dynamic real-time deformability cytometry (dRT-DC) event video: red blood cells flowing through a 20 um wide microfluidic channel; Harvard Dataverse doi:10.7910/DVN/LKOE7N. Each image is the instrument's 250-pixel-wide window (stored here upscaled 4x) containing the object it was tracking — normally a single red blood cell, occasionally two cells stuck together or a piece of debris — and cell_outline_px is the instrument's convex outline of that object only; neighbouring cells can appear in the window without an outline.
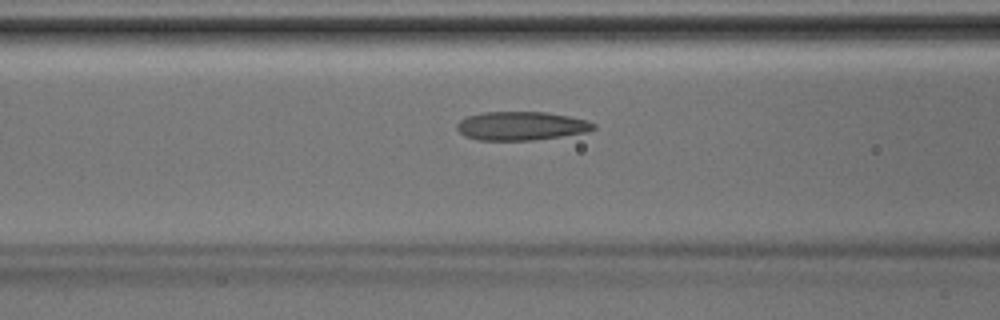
{"species": "Egyptian fruit bat (a non-hibernating species)", "species_latin": "Rousettus aegyptiacus", "temperature_condition": "room temperature", "stored_images_in_passage": 36, "camera_frame_rate_fps": 3000, "um_per_image_px": 0.085, "animal": {"sex": "male"}, "frame": {"image": 1, "passage_image": 11, "time_ms": 3.333, "image_size_px": [1000, 320], "cell_outline_px": [[596, 128], [588, 132], [532, 140], [476, 140], [464, 136], [456, 128], [456, 124], [460, 120], [468, 116], [484, 112], [544, 112], [568, 116], [588, 120], [596, 124]], "centroid_in_image_um": [44.3, 10.7], "position_along_channel_um": 122.3, "area_um2": 22.83}}
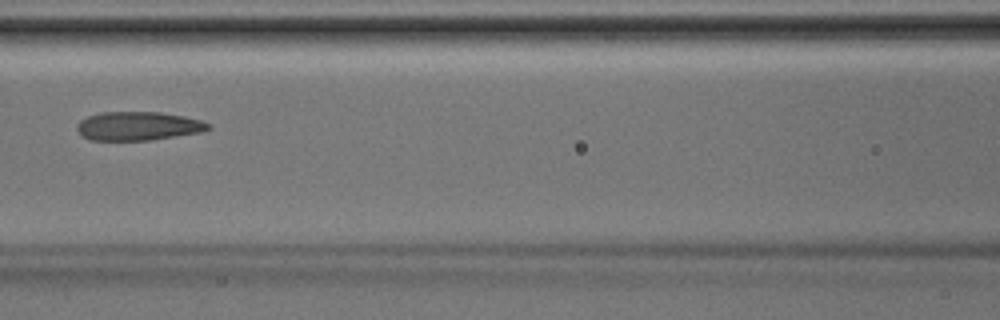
{"frame": {"image": 2, "passage_image": 13, "time_ms": 4.0, "image_size_px": [1000, 320], "cell_outline_px": [[212, 128], [200, 132], [148, 140], [92, 140], [84, 136], [76, 128], [76, 124], [80, 120], [88, 116], [100, 112], [160, 112], [184, 116], [200, 120], [212, 124]], "centroid_in_image_um": [11.75, 10.7], "position_along_channel_um": 154.8, "area_um2": 21.85}}
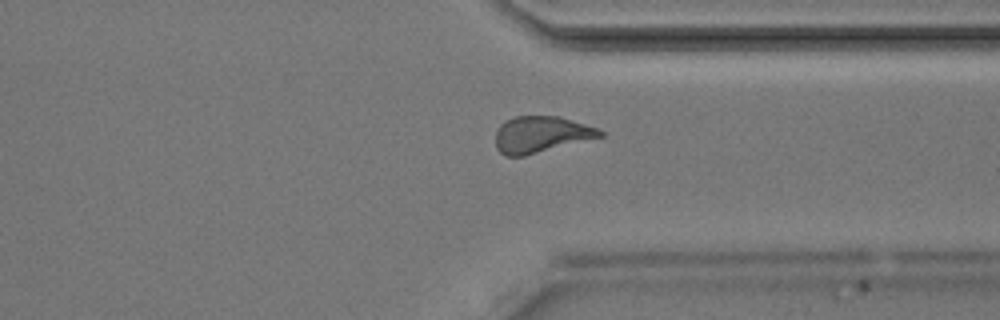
{"frame": {"image": 3, "passage_image": 26, "time_ms": 8.333, "image_size_px": [1000, 320], "cell_outline_px": [[604, 136], [524, 156], [504, 156], [496, 148], [496, 132], [500, 124], [512, 116], [560, 116], [600, 128], [604, 132]], "centroid_in_image_um": [46.0, 11.42], "position_along_channel_um": 365.4, "area_um2": 22.37}}